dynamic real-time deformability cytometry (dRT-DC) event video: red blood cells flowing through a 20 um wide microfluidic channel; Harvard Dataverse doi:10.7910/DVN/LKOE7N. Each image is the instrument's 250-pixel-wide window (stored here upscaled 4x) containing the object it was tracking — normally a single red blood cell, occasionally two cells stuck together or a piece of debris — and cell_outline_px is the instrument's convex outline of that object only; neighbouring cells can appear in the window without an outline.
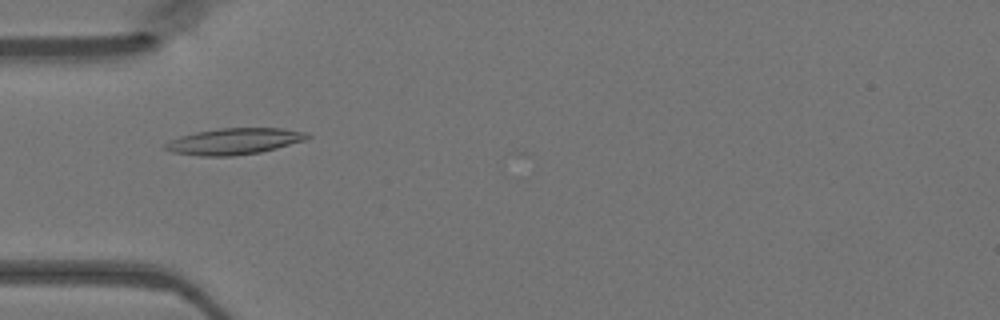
{"species": "Egyptian fruit bat (a non-hibernating species)", "species_latin": "Rousettus aegyptiacus", "temperature_condition": "warm", "stored_images_in_passage": 48, "camera_frame_rate_fps": 3000, "um_per_image_px": 0.085, "animal": {"sex": "female"}, "frame": {"image": 1, "passage_image": 15, "time_ms": 4.667, "image_size_px": [1000, 320], "cell_outline_px": [[312, 136], [304, 140], [276, 148], [260, 152], [232, 156], [200, 156], [172, 152], [164, 148], [164, 144], [168, 140], [180, 136], [196, 132], [220, 128], [280, 128], [308, 132]], "centroid_in_image_um": [19.89, 12.01], "position_along_channel_um": 65.1, "area_um2": 21.73}}
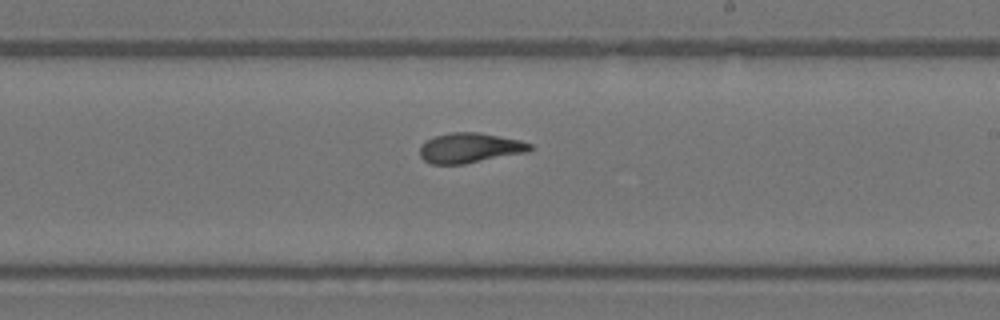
{"frame": {"image": 2, "passage_image": 28, "time_ms": 9.0, "image_size_px": [1000, 320], "cell_outline_px": [[532, 148], [528, 152], [464, 164], [432, 164], [424, 160], [420, 156], [420, 144], [432, 136], [452, 132], [480, 132], [520, 140], [532, 144]], "centroid_in_image_um": [39.91, 12.56], "position_along_channel_um": 249.1, "area_um2": 19.42}}
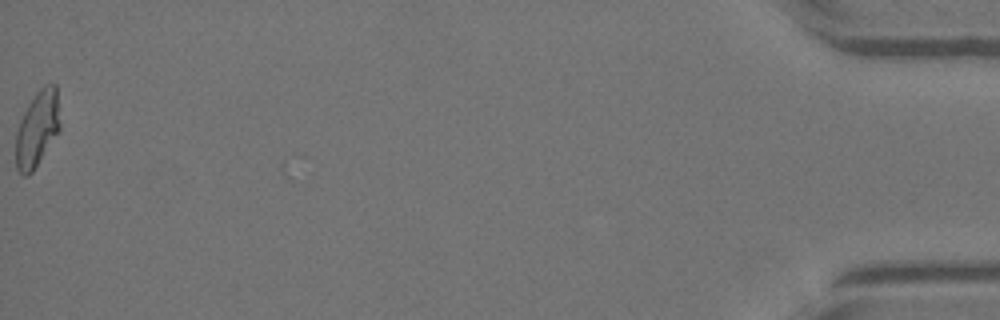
{"frame": {"image": 3, "passage_image": 48, "time_ms": 15.667, "image_size_px": [1000, 320], "cell_outline_px": [[60, 128], [32, 172], [28, 176], [24, 176], [16, 168], [16, 132], [20, 120], [28, 104], [36, 92], [44, 84], [56, 84], [60, 124]], "centroid_in_image_um": [3.15, 10.92], "position_along_channel_um": 432.0, "area_um2": 19.25}}